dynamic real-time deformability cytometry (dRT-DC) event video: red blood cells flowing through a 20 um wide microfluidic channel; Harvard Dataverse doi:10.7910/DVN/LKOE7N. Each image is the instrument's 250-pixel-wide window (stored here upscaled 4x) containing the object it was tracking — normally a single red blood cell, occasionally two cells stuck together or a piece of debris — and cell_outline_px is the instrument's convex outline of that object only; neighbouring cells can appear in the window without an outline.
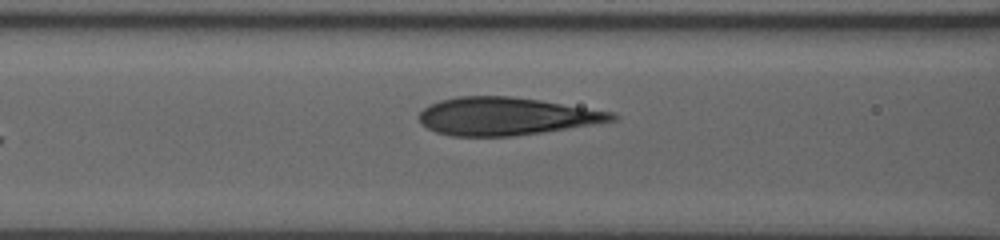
{"species": "human", "species_latin": "Homo sapiens", "temperature_condition": "room temperature", "stored_images_in_passage": 9, "segment_of_instrument_passage": [2, 2], "camera_frame_rate_fps": 3000, "um_per_image_px": 0.085, "donor": {"sex": "male"}, "frame": {"image": 1, "passage_image": 9, "time_ms": 8.0, "image_size_px": [1000, 240], "cell_outline_px": [[620, 116], [616, 120], [568, 128], [512, 136], [452, 136], [436, 132], [420, 124], [416, 116], [428, 104], [440, 100], [456, 96], [512, 96], [540, 100], [612, 112]], "centroid_in_image_um": [42.95, 9.87], "position_along_channel_um": 123.7, "area_um2": 42.43}}